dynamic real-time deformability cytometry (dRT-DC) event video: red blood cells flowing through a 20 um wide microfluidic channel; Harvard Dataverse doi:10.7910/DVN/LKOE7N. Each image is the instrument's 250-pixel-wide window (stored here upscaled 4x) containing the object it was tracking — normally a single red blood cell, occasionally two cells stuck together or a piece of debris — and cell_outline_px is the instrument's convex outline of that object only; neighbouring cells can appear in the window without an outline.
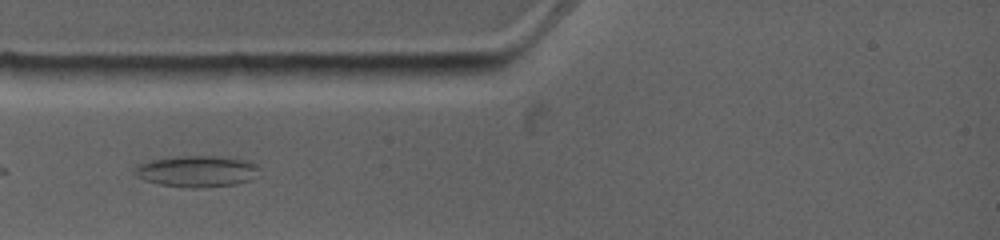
{"species": "common noctule bat (a hibernating species)", "species_latin": "Nyctalus noctula", "temperature_condition": "warm", "stored_images_in_passage": 4, "camera_frame_rate_fps": 4500, "um_per_image_px": 0.085, "animal": {"sex": "female", "body_mass_g": 19.0, "forearm_length_mm": 53.3}, "frame": {"image": 1, "passage_image": 2, "time_ms": 0.889, "image_size_px": [1000, 240], "cell_outline_px": [[260, 168], [248, 180], [236, 184], [200, 188], [192, 188], [160, 184], [144, 180], [136, 176], [132, 168], [136, 164], [152, 160], [176, 156], [216, 156], [244, 160], [256, 164]], "centroid_in_image_um": [16.66, 14.55], "position_along_channel_um": 68.3, "area_um2": 22.6}}
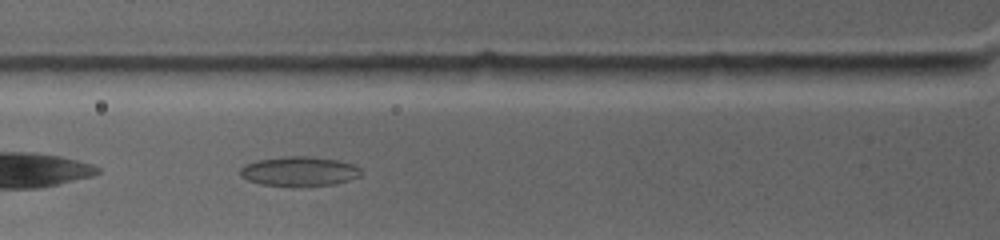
{"frame": {"image": 2, "passage_image": 3, "time_ms": 1.778, "image_size_px": [1000, 240], "cell_outline_px": [[360, 176], [348, 180], [332, 184], [300, 188], [292, 188], [260, 184], [248, 180], [240, 176], [240, 168], [244, 164], [256, 160], [288, 156], [308, 156], [336, 160], [352, 164], [360, 168]], "centroid_in_image_um": [25.38, 14.59], "position_along_channel_um": 100.4, "area_um2": 21.21}}